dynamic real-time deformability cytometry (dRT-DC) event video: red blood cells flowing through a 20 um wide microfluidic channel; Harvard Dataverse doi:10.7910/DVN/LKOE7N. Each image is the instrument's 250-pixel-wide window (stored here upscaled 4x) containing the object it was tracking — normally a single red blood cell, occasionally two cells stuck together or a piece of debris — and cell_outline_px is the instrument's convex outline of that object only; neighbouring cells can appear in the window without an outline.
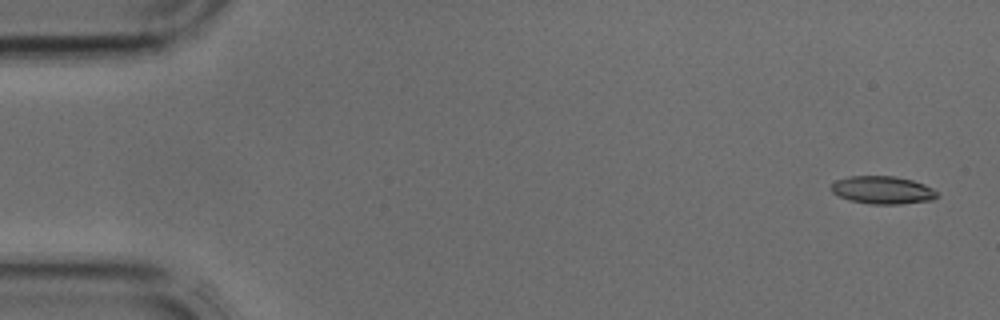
{"species": "common noctule bat (a hibernating species)", "species_latin": "Nyctalus noctula", "temperature_condition": "cold", "stored_images_in_passage": 5, "camera_frame_rate_fps": 3000, "um_per_image_px": 0.085, "animal": {"sex": "male", "body_mass_g": 17.9, "forearm_length_mm": 54.2}, "frame": {"image": 1, "passage_image": 1, "time_ms": 0.0, "image_size_px": [1000, 320], "cell_outline_px": [[940, 196], [932, 200], [900, 204], [868, 204], [848, 200], [836, 196], [828, 188], [836, 180], [848, 176], [892, 176], [912, 180], [924, 184], [932, 188]], "centroid_in_image_um": [74.97, 16.16], "position_along_channel_um": 10.0, "area_um2": 17.4}}